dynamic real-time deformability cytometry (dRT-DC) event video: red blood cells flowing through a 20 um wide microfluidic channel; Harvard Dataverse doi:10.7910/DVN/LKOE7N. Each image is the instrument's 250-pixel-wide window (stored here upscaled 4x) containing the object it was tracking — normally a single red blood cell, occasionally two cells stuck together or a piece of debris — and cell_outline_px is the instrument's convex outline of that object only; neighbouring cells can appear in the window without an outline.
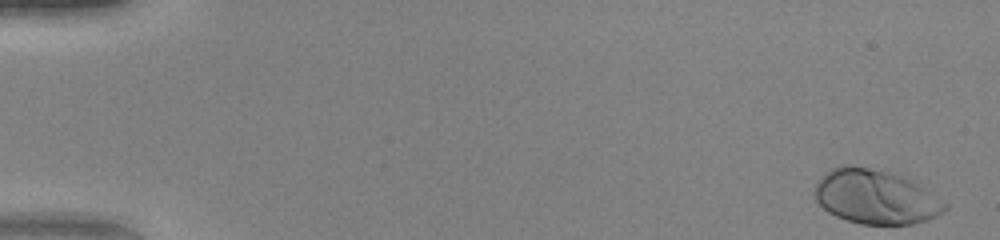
{"species": "human", "species_latin": "Homo sapiens", "temperature_condition": "warm", "stored_images_in_passage": 50, "camera_frame_rate_fps": 3000, "um_per_image_px": 0.085, "donor": {"sex": "female"}, "frame": {"image": 1, "passage_image": 1, "time_ms": 0.0, "image_size_px": [1000, 240], "cell_outline_px": [[948, 208], [944, 212], [928, 220], [912, 224], [860, 224], [836, 216], [828, 212], [816, 200], [816, 184], [820, 176], [824, 172], [840, 164], [852, 164], [888, 168], [912, 180], [948, 204]], "centroid_in_image_um": [74.43, 16.68], "position_along_channel_um": 10.6, "area_um2": 42.08}}
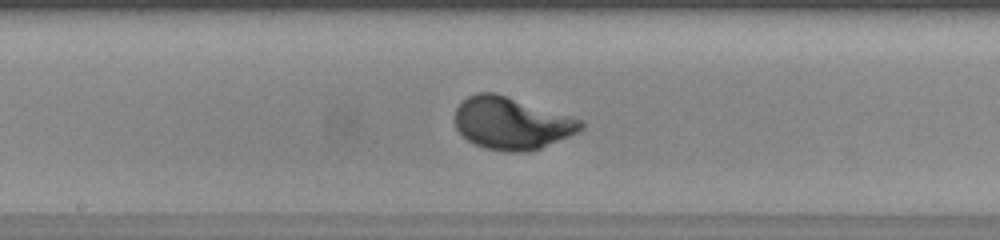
{"frame": {"image": 2, "passage_image": 27, "time_ms": 8.667, "image_size_px": [1000, 240], "cell_outline_px": [[584, 128], [580, 132], [540, 148], [528, 152], [504, 152], [472, 144], [456, 128], [452, 120], [456, 108], [468, 96], [476, 92], [496, 92], [572, 116], [584, 120]], "centroid_in_image_um": [43.49, 10.47], "position_along_channel_um": 204.7, "area_um2": 38.9}}
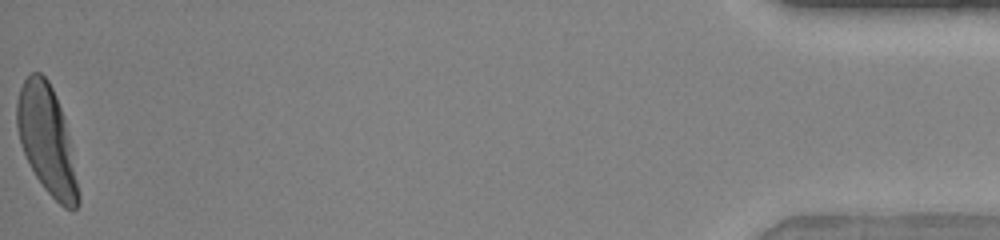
{"frame": {"image": 3, "passage_image": 50, "time_ms": 16.333, "image_size_px": [1000, 240], "cell_outline_px": [[80, 204], [76, 208], [64, 208], [44, 188], [36, 176], [20, 144], [16, 124], [16, 100], [20, 88], [24, 80], [32, 72], [40, 72], [48, 80], [56, 96], [64, 120], [68, 136], [80, 196]], "centroid_in_image_um": [3.96, 11.87], "position_along_channel_um": 431.2, "area_um2": 37.97}, "authors_computed_cell_mechanics": {"area_um2": 37.6856, "velocity_mm_per_s": 4.1249, "shape_relaxation_time_tau1_ms": 1.655, "shape_relaxation_time_tau2_ms": null, "deformation_change_tau1": 0.1735, "deformation_change_tau2": null}}